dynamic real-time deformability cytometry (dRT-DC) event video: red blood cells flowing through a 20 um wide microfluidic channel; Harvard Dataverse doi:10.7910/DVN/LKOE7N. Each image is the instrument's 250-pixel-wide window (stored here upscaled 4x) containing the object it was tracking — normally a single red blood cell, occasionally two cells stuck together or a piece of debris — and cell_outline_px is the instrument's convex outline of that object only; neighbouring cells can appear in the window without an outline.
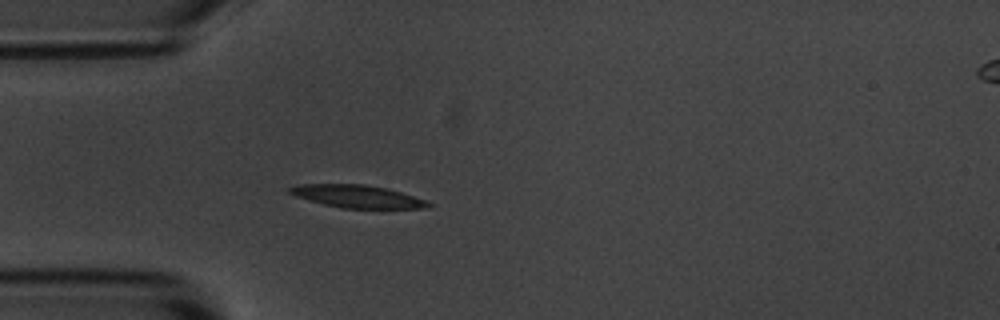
{"species": "common noctule bat (a hibernating species)", "species_latin": "Nyctalus noctula", "temperature_condition": "room temperature", "stored_images_in_passage": 2, "segment_of_instrument_passage": [1, 2], "camera_frame_rate_fps": 3000, "um_per_image_px": 0.085, "animal": {"sex": "male", "body_mass_g": 20.1, "forearm_length_mm": 53.5}, "frame": {"image": 1, "passage_image": 1, "time_ms": 0.0, "image_size_px": [1000, 320], "cell_outline_px": [[432, 204], [428, 208], [340, 208], [308, 200], [296, 196], [288, 192], [288, 188], [300, 184], [364, 184], [388, 188], [424, 200]], "centroid_in_image_um": [30.34, 16.69], "position_along_channel_um": 54.7, "area_um2": 18.15}}